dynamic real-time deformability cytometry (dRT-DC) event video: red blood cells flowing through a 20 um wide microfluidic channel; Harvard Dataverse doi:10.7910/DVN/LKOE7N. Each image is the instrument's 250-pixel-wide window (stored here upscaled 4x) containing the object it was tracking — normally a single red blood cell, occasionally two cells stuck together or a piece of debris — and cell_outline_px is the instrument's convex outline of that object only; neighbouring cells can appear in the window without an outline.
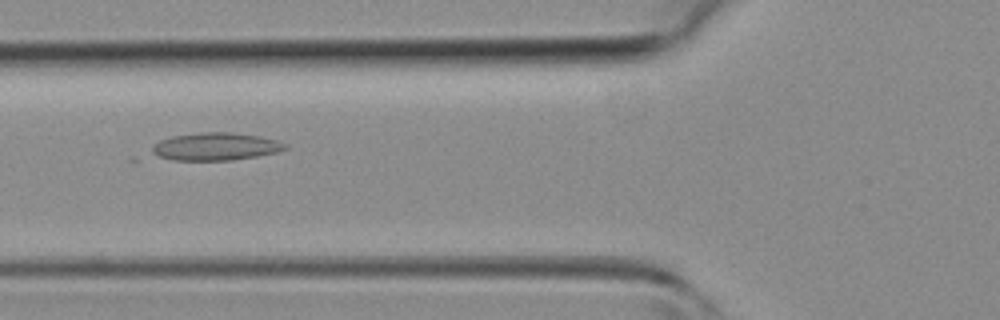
{"species": "common noctule bat (a hibernating species)", "species_latin": "Nyctalus noctula", "temperature_condition": "room temperature", "stored_images_in_passage": 35, "camera_frame_rate_fps": 3000, "um_per_image_px": 0.085, "animal": {"sex": "female", "body_mass_g": 19.3, "forearm_length_mm": 54.1}, "frame": {"image": 1, "passage_image": 9, "time_ms": 2.667, "image_size_px": [1000, 320], "cell_outline_px": [[288, 148], [276, 152], [256, 156], [232, 160], [172, 160], [160, 156], [152, 152], [152, 148], [160, 140], [172, 136], [200, 132], [232, 132], [260, 136], [276, 140], [288, 144]], "centroid_in_image_um": [18.36, 12.45], "position_along_channel_um": 107.4, "area_um2": 21.33}}
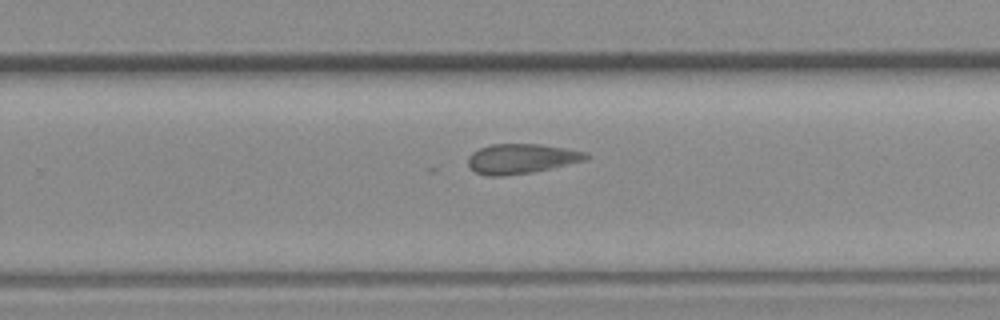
{"frame": {"image": 2, "passage_image": 20, "time_ms": 6.333, "image_size_px": [1000, 320], "cell_outline_px": [[588, 156], [584, 160], [532, 172], [504, 176], [488, 176], [476, 172], [468, 164], [468, 156], [472, 152], [480, 148], [492, 144], [540, 144], [588, 152]], "centroid_in_image_um": [44.27, 13.48], "position_along_channel_um": 285.5, "area_um2": 20.23}}
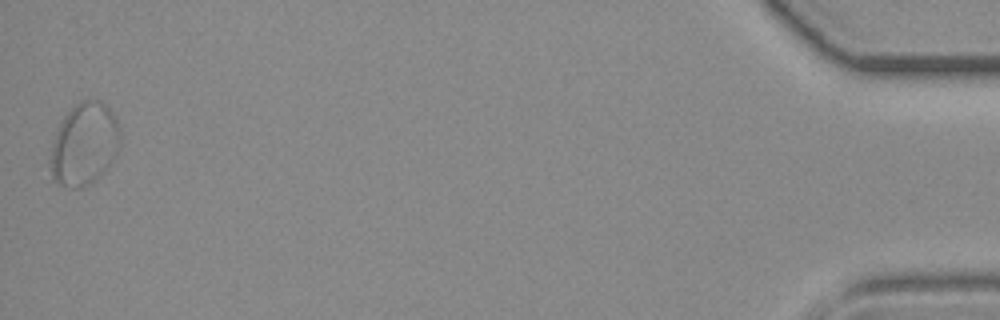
{"frame": {"image": 3, "passage_image": 35, "time_ms": 11.333, "image_size_px": [1000, 320], "cell_outline_px": [[120, 140], [108, 164], [92, 180], [80, 188], [72, 188], [60, 184], [52, 180], [52, 148], [56, 132], [64, 116], [80, 100], [100, 100], [112, 112], [120, 128]], "centroid_in_image_um": [7.15, 12.2], "position_along_channel_um": 428.1, "area_um2": 32.25}}